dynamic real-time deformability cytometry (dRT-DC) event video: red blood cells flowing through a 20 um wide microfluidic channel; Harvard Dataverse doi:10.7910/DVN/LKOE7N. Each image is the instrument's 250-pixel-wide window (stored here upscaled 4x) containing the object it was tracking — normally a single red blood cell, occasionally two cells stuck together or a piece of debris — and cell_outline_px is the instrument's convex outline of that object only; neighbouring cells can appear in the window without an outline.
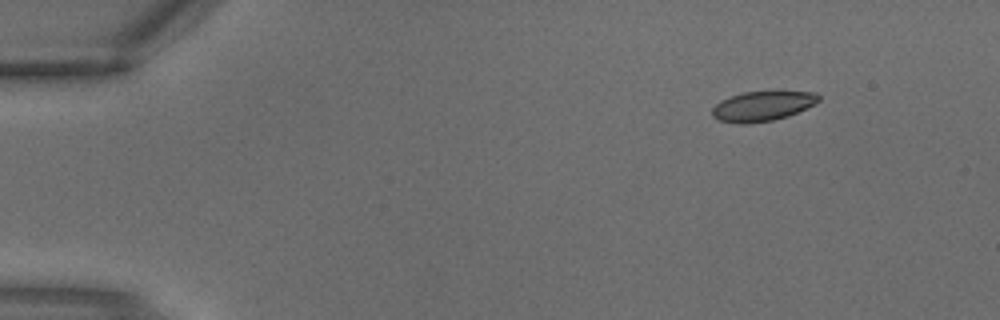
{"species": "common noctule bat (a hibernating species)", "species_latin": "Nyctalus noctula", "temperature_condition": "warm", "stored_images_in_passage": 3, "camera_frame_rate_fps": 3000, "um_per_image_px": 0.085, "animal": {"sex": "male", "body_mass_g": 18.8}, "frame": {"image": 1, "passage_image": 1, "time_ms": 0.0, "image_size_px": [1000, 320], "cell_outline_px": [[820, 100], [788, 116], [772, 120], [748, 124], [736, 124], [720, 120], [712, 116], [712, 108], [720, 100], [744, 92], [816, 92], [820, 96]], "centroid_in_image_um": [64.76, 9.03], "position_along_channel_um": 20.2, "area_um2": 18.21}}
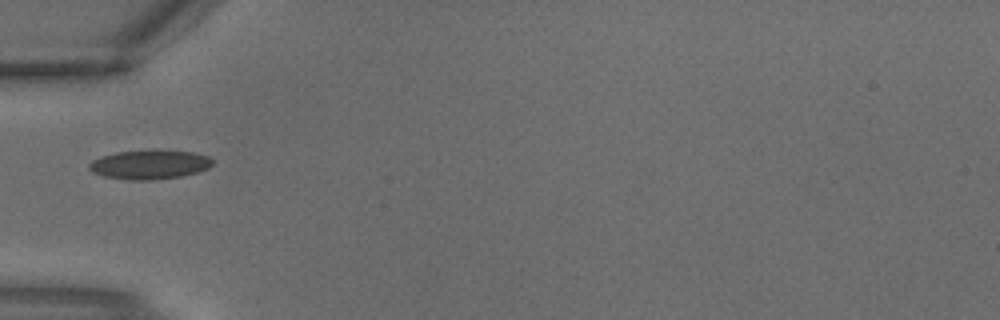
{"frame": {"image": 2, "passage_image": 3, "time_ms": 0.667, "image_size_px": [1000, 320], "cell_outline_px": [[212, 164], [208, 168], [196, 172], [180, 176], [152, 180], [128, 180], [104, 176], [92, 172], [88, 168], [88, 164], [92, 160], [100, 156], [116, 152], [156, 148], [192, 152], [208, 156], [212, 160]], "centroid_in_image_um": [12.68, 13.96], "position_along_channel_um": 72.3, "area_um2": 21.39}}